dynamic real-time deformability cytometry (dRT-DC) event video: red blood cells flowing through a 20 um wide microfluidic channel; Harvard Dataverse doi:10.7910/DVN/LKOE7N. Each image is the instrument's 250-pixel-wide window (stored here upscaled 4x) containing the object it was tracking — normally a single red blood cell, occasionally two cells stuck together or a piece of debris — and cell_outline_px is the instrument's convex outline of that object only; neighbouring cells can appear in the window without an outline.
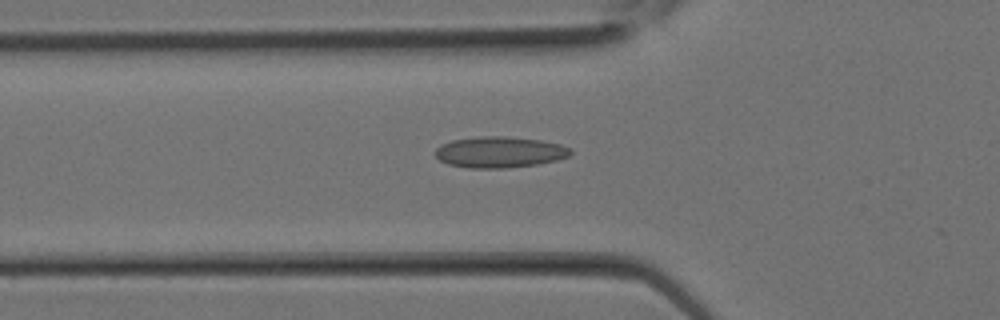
{"species": "Egyptian fruit bat (a non-hibernating species)", "species_latin": "Rousettus aegyptiacus", "temperature_condition": "room temperature", "stored_images_in_passage": 7, "camera_frame_rate_fps": 3000, "um_per_image_px": 0.085, "animal": {"sex": "female"}, "frame": {"image": 1, "passage_image": 3, "time_ms": 0.667, "image_size_px": [1000, 320], "cell_outline_px": [[572, 152], [568, 156], [556, 160], [536, 164], [508, 168], [468, 168], [448, 164], [440, 160], [436, 156], [436, 148], [440, 144], [452, 140], [480, 136], [504, 136], [540, 140], [560, 144], [572, 148]], "centroid_in_image_um": [42.46, 12.93], "position_along_channel_um": 83.3, "area_um2": 24.51}}
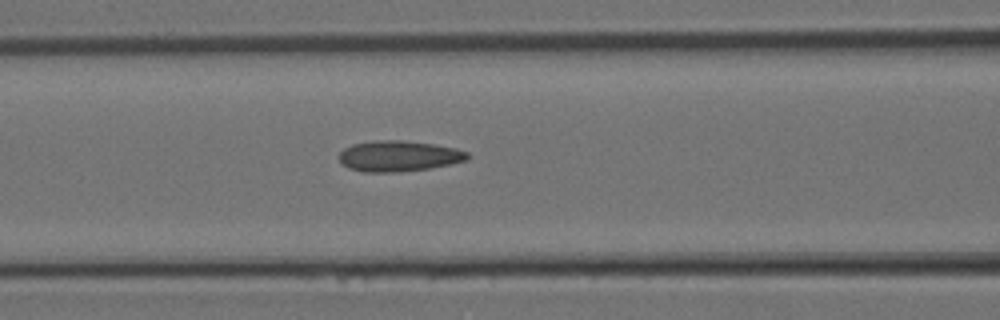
{"frame": {"image": 2, "passage_image": 5, "time_ms": 1.333, "image_size_px": [1000, 320], "cell_outline_px": [[472, 156], [468, 160], [428, 168], [400, 172], [364, 172], [348, 168], [340, 164], [340, 152], [344, 148], [352, 144], [372, 140], [400, 140], [432, 144], [456, 148], [468, 152]], "centroid_in_image_um": [33.88, 13.26], "position_along_channel_um": 132.7, "area_um2": 23.12}}
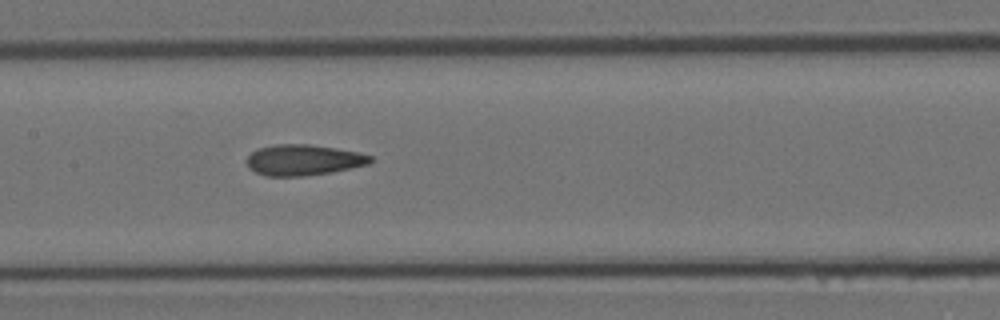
{"frame": {"image": 3, "passage_image": 7, "time_ms": 2.0, "image_size_px": [1000, 320], "cell_outline_px": [[372, 160], [368, 164], [332, 172], [304, 176], [268, 176], [256, 172], [248, 168], [248, 156], [256, 148], [276, 144], [308, 144], [336, 148], [360, 152], [372, 156]], "centroid_in_image_um": [25.79, 13.59], "position_along_channel_um": 181.6, "area_um2": 22.2}}